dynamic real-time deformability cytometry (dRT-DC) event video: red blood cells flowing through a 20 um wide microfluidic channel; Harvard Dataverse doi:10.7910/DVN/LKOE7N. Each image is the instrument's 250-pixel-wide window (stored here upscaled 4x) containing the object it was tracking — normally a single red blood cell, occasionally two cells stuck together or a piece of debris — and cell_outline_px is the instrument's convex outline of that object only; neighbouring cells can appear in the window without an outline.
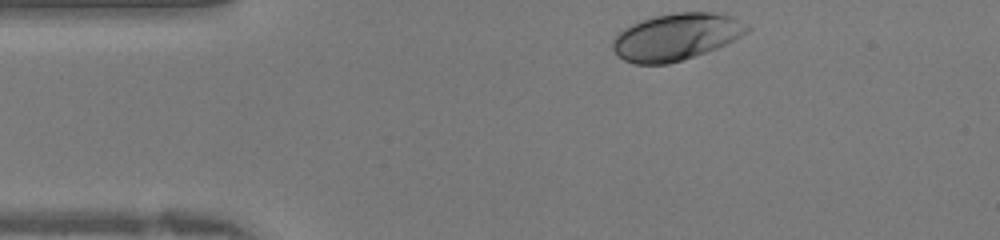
{"species": "human", "species_latin": "Homo sapiens", "temperature_condition": "warm", "stored_images_in_passage": 28, "camera_frame_rate_fps": 3000, "um_per_image_px": 0.085, "donor": {"sex": "female"}, "frame": {"image": 1, "passage_image": 1, "time_ms": 0.0, "image_size_px": [1000, 240], "cell_outline_px": [[752, 28], [748, 32], [716, 48], [668, 64], [632, 64], [624, 60], [612, 48], [612, 40], [624, 28], [632, 24], [656, 16], [676, 12], [712, 12], [732, 16]], "centroid_in_image_um": [57.46, 3.12], "position_along_channel_um": 27.5, "area_um2": 36.18}}
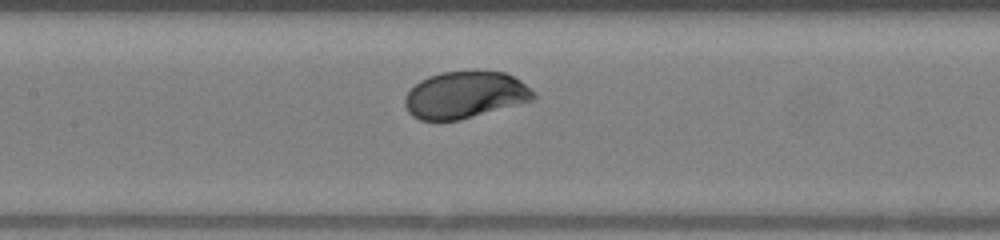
{"frame": {"image": 2, "passage_image": 13, "time_ms": 4.0, "image_size_px": [1000, 240], "cell_outline_px": [[536, 100], [460, 120], [420, 120], [412, 116], [408, 112], [404, 104], [404, 100], [408, 92], [420, 80], [428, 76], [440, 72], [504, 72], [520, 80], [532, 88], [536, 92]], "centroid_in_image_um": [39.56, 8.08], "position_along_channel_um": 167.8, "area_um2": 35.2}}
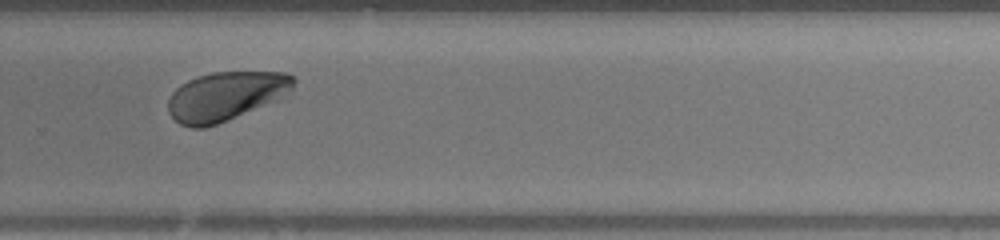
{"frame": {"image": 3, "passage_image": 22, "time_ms": 7.0, "image_size_px": [1000, 240], "cell_outline_px": [[296, 80], [292, 88], [272, 100], [228, 120], [204, 128], [192, 128], [180, 124], [168, 112], [168, 100], [172, 92], [180, 84], [188, 80], [212, 72], [284, 72], [292, 76]], "centroid_in_image_um": [19.1, 8.16], "position_along_channel_um": 310.7, "area_um2": 34.97}}